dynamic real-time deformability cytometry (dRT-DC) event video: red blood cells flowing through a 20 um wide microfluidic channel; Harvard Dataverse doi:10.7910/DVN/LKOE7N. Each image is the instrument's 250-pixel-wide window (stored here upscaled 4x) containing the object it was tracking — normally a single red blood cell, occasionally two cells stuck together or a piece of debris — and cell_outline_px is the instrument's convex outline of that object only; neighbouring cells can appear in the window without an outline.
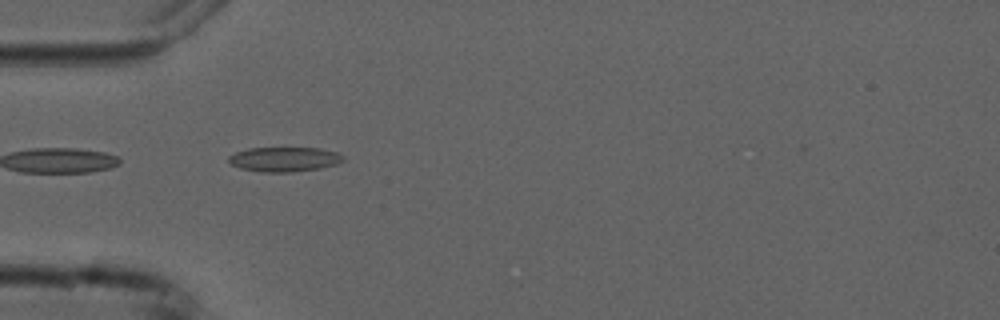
{"species": "common noctule bat (a hibernating species)", "species_latin": "Nyctalus noctula", "temperature_condition": "cold", "stored_images_in_passage": 6, "camera_frame_rate_fps": 3000, "um_per_image_px": 0.085, "animal": {"sex": "male", "forearm_length_mm": 52.5}, "frame": {"image": 1, "passage_image": 5, "time_ms": 4.667, "image_size_px": [1000, 320], "cell_outline_px": [[344, 160], [336, 164], [320, 168], [292, 172], [260, 172], [240, 168], [232, 164], [228, 160], [228, 156], [236, 152], [248, 148], [320, 148], [336, 152], [344, 156]], "centroid_in_image_um": [24.16, 13.54], "position_along_channel_um": 60.8, "area_um2": 16.42}}
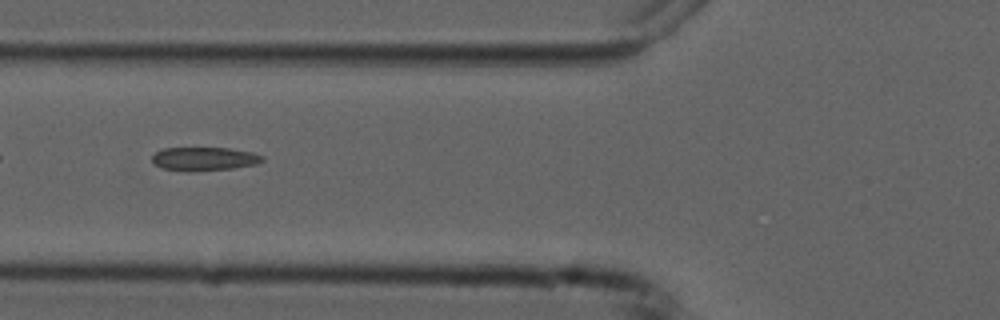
{"frame": {"image": 2, "passage_image": 6, "time_ms": 6.0, "image_size_px": [1000, 320], "cell_outline_px": [[264, 160], [256, 164], [232, 168], [192, 172], [184, 172], [164, 168], [152, 164], [152, 156], [156, 152], [164, 148], [228, 148], [252, 152], [264, 156]], "centroid_in_image_um": [17.34, 13.51], "position_along_channel_um": 108.5, "area_um2": 15.26}}